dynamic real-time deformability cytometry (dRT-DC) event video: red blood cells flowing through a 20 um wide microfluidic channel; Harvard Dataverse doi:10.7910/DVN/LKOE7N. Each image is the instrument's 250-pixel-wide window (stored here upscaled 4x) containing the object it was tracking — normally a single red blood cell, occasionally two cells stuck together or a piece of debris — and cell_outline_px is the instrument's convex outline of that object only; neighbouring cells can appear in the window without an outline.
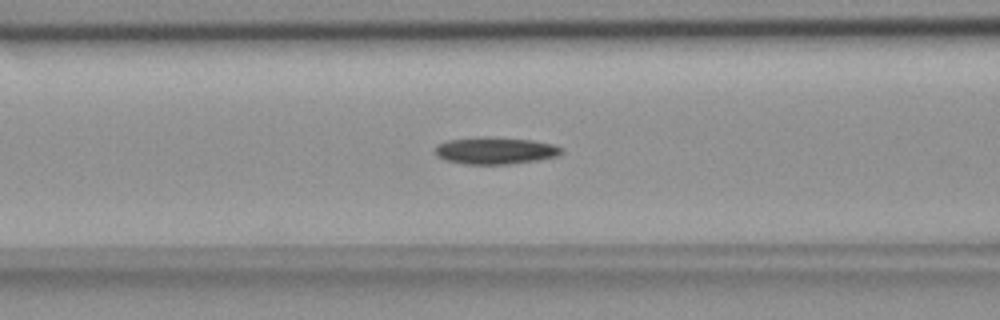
{"species": "common noctule bat (a hibernating species)", "species_latin": "Nyctalus noctula", "temperature_condition": "room temperature", "stored_images_in_passage": 54, "camera_frame_rate_fps": 3000, "um_per_image_px": 0.085, "animal": {"sex": "female", "body_mass_g": 18.4}, "frame": {"image": 1, "passage_image": 21, "time_ms": 6.667, "image_size_px": [1000, 320], "cell_outline_px": [[560, 152], [556, 156], [536, 160], [508, 164], [464, 164], [444, 160], [436, 156], [436, 144], [448, 140], [484, 136], [532, 140], [552, 144], [560, 148]], "centroid_in_image_um": [42.01, 12.8], "position_along_channel_um": 124.6, "area_um2": 19.71}}
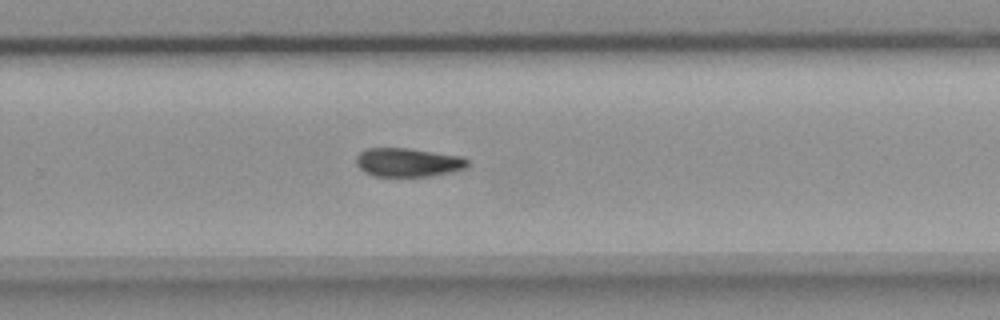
{"frame": {"image": 2, "passage_image": 35, "time_ms": 11.333, "image_size_px": [1000, 320], "cell_outline_px": [[468, 168], [452, 172], [432, 176], [372, 176], [364, 172], [356, 164], [356, 156], [360, 152], [368, 148], [408, 148], [460, 156], [468, 160]], "centroid_in_image_um": [34.68, 13.81], "position_along_channel_um": 295.1, "area_um2": 18.73}}
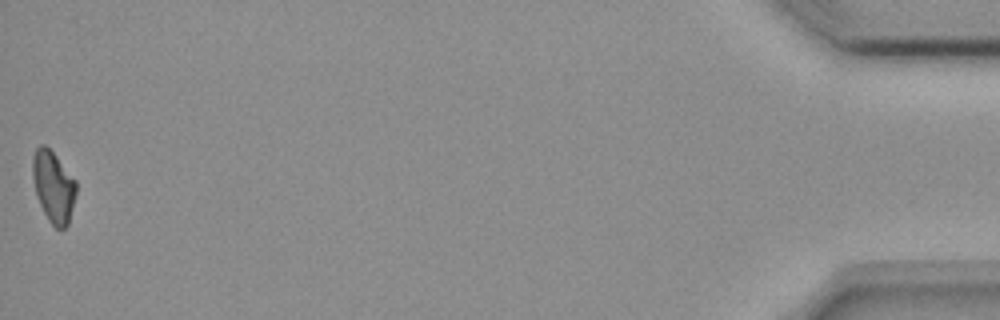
{"frame": {"image": 3, "passage_image": 54, "time_ms": 17.667, "image_size_px": [1000, 320], "cell_outline_px": [[76, 192], [68, 224], [64, 228], [56, 228], [48, 220], [36, 196], [32, 176], [32, 156], [36, 148], [40, 144], [44, 144], [56, 156], [76, 180]], "centroid_in_image_um": [4.52, 15.84], "position_along_channel_um": 430.7, "area_um2": 18.03}}